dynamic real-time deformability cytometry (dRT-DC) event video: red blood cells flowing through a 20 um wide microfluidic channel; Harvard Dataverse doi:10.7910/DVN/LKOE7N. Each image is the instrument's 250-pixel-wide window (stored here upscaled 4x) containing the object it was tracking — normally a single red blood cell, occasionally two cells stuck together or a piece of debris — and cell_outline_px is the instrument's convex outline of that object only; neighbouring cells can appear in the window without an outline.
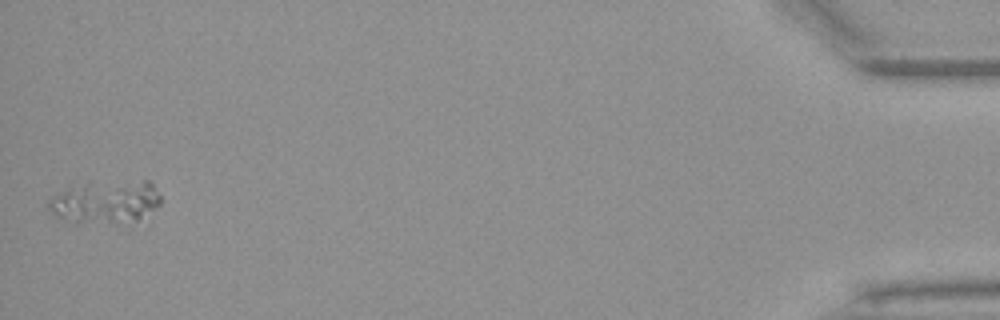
{"species": "Egyptian fruit bat (a non-hibernating species)", "species_latin": "Rousettus aegyptiacus", "temperature_condition": "warm", "stored_images_in_passage": 51, "segment_of_instrument_passage": [2, 2], "camera_frame_rate_fps": 3000, "um_per_image_px": 0.085, "animal": {"sex": "female"}, "frame": {"image": 1, "passage_image": 51, "time_ms": 16.667, "image_size_px": [1000, 320], "cell_outline_px": [[160, 204], [156, 208], [136, 220], [76, 224], [56, 216], [48, 208], [48, 200], [52, 196], [68, 188], [88, 180], [148, 180], [152, 184], [160, 196]], "centroid_in_image_um": [8.94, 17.11], "position_along_channel_um": 426.3, "area_um2": 28.38}}